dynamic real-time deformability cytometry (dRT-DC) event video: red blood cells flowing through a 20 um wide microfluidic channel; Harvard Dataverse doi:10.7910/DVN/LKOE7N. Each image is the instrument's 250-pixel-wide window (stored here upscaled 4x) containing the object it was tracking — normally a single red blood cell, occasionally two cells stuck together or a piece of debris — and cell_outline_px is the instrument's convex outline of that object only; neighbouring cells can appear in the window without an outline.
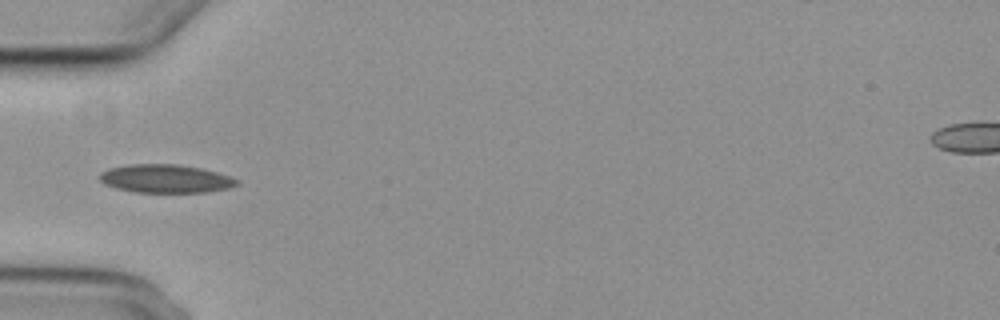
{"species": "common noctule bat (a hibernating species)", "species_latin": "Nyctalus noctula", "temperature_condition": "cold", "stored_images_in_passage": 4, "camera_frame_rate_fps": 3000, "um_per_image_px": 0.085, "animal": {"sex": "female", "body_mass_g": 29.2, "forearm_length_mm": 56.3}, "frame": {"image": 1, "passage_image": 1, "time_ms": 0.0, "image_size_px": [1000, 320], "cell_outline_px": [[240, 184], [228, 188], [208, 192], [136, 192], [116, 188], [104, 184], [96, 176], [100, 172], [108, 168], [128, 164], [176, 164], [200, 168], [216, 172], [240, 180]], "centroid_in_image_um": [14.04, 15.18], "position_along_channel_um": 71.0, "area_um2": 22.77}}
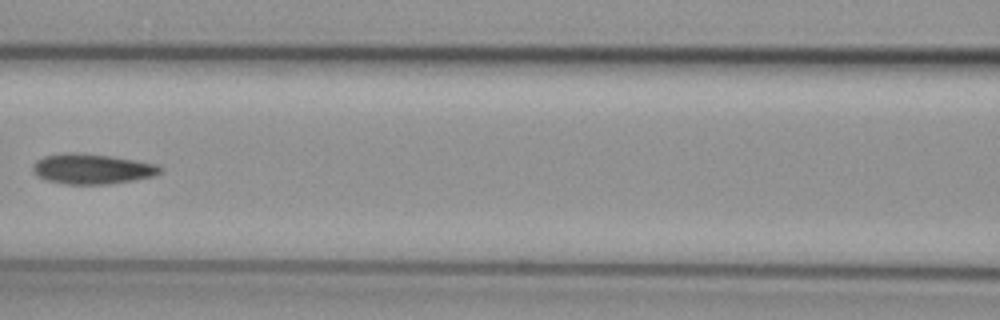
{"frame": {"image": 2, "passage_image": 3, "time_ms": 2.333, "image_size_px": [1000, 320], "cell_outline_px": [[164, 172], [156, 176], [108, 184], [64, 184], [44, 180], [36, 176], [32, 172], [32, 164], [36, 160], [44, 156], [68, 152], [72, 152], [112, 156], [160, 164], [164, 168]], "centroid_in_image_um": [7.85, 14.36], "position_along_channel_um": 158.8, "area_um2": 22.89}}
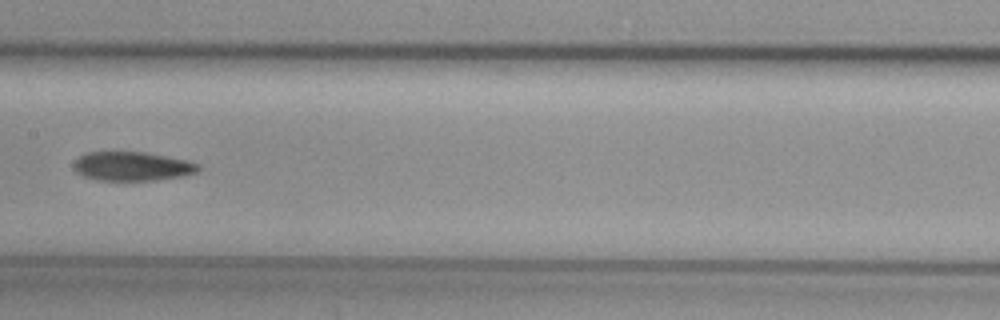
{"frame": {"image": 3, "passage_image": 4, "time_ms": 3.333, "image_size_px": [1000, 320], "cell_outline_px": [[200, 168], [196, 172], [180, 176], [156, 180], [96, 180], [84, 176], [76, 172], [72, 168], [72, 164], [80, 156], [88, 152], [144, 152], [188, 160], [200, 164]], "centroid_in_image_um": [11.22, 14.13], "position_along_channel_um": 196.2, "area_um2": 21.04}}